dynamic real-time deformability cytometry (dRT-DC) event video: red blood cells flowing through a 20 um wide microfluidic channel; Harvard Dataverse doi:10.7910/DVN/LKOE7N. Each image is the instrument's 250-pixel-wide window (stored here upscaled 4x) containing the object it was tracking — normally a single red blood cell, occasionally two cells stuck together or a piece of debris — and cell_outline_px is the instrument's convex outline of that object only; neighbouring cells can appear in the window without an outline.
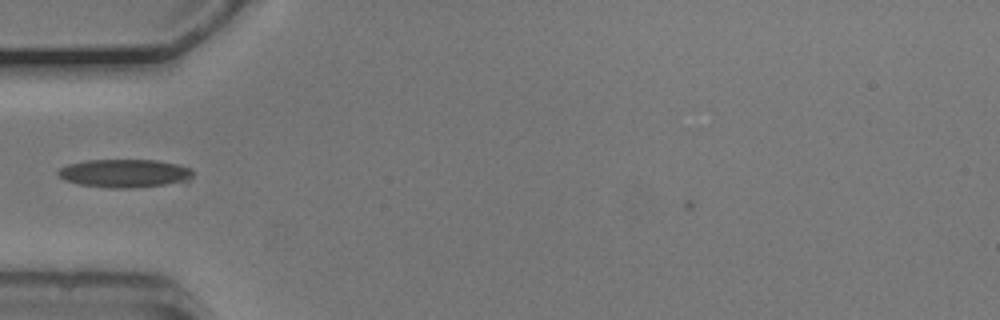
{"species": "common noctule bat (a hibernating species)", "species_latin": "Nyctalus noctula", "temperature_condition": "cold", "stored_images_in_passage": 36, "camera_frame_rate_fps": 3000, "um_per_image_px": 0.085, "animal": {"sex": "male", "body_mass_g": 20.5, "forearm_length_mm": 52.5}, "frame": {"image": 1, "passage_image": 1, "time_ms": 0.0, "image_size_px": [1000, 320], "cell_outline_px": [[196, 172], [184, 184], [136, 188], [112, 188], [80, 184], [64, 180], [56, 172], [60, 168], [68, 164], [88, 160], [156, 160], [180, 164], [192, 168]], "centroid_in_image_um": [10.72, 14.74], "position_along_channel_um": 74.3, "area_um2": 22.83}}
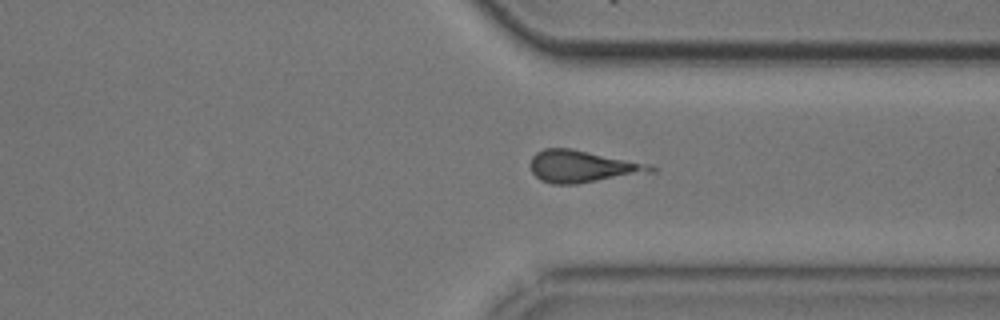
{"frame": {"image": 2, "passage_image": 24, "time_ms": 7.667, "image_size_px": [1000, 320], "cell_outline_px": [[660, 168], [656, 172], [576, 184], [552, 184], [540, 180], [532, 172], [532, 156], [536, 152], [544, 148], [572, 148], [652, 164]], "centroid_in_image_um": [49.6, 14.15], "position_along_channel_um": 361.8, "area_um2": 22.83}}
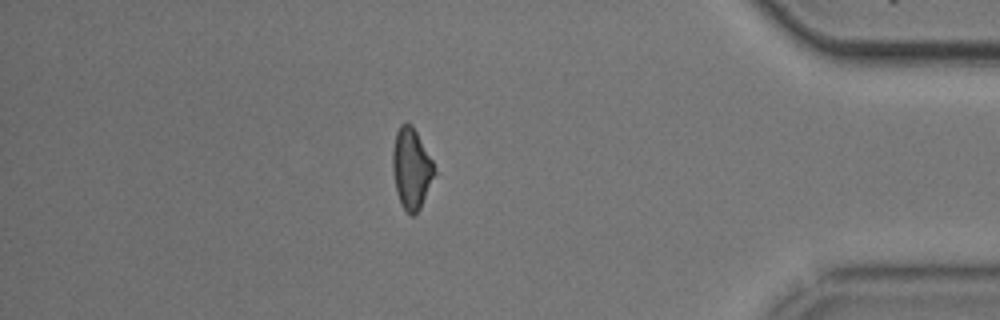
{"frame": {"image": 3, "passage_image": 30, "time_ms": 9.667, "image_size_px": [1000, 320], "cell_outline_px": [[436, 172], [420, 208], [412, 216], [400, 204], [396, 192], [392, 168], [392, 152], [396, 132], [400, 124], [412, 124], [432, 160]], "centroid_in_image_um": [34.95, 14.32], "position_along_channel_um": 400.3, "area_um2": 19.48}}